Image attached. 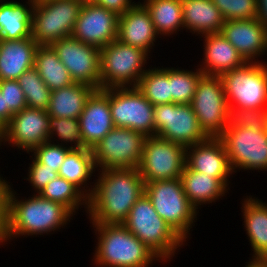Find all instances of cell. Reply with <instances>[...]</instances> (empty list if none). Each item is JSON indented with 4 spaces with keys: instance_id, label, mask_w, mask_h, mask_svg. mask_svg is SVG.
Returning <instances> with one entry per match:
<instances>
[{
    "instance_id": "obj_49",
    "label": "cell",
    "mask_w": 267,
    "mask_h": 267,
    "mask_svg": "<svg viewBox=\"0 0 267 267\" xmlns=\"http://www.w3.org/2000/svg\"><path fill=\"white\" fill-rule=\"evenodd\" d=\"M80 1H83V2L85 3V2H88V1H90V0H80Z\"/></svg>"
},
{
    "instance_id": "obj_48",
    "label": "cell",
    "mask_w": 267,
    "mask_h": 267,
    "mask_svg": "<svg viewBox=\"0 0 267 267\" xmlns=\"http://www.w3.org/2000/svg\"><path fill=\"white\" fill-rule=\"evenodd\" d=\"M29 1L32 2L33 4H36V3H41L44 1H48V0H29Z\"/></svg>"
},
{
    "instance_id": "obj_41",
    "label": "cell",
    "mask_w": 267,
    "mask_h": 267,
    "mask_svg": "<svg viewBox=\"0 0 267 267\" xmlns=\"http://www.w3.org/2000/svg\"><path fill=\"white\" fill-rule=\"evenodd\" d=\"M0 92L4 96L5 106L12 114L27 107L25 95L17 80H1Z\"/></svg>"
},
{
    "instance_id": "obj_24",
    "label": "cell",
    "mask_w": 267,
    "mask_h": 267,
    "mask_svg": "<svg viewBox=\"0 0 267 267\" xmlns=\"http://www.w3.org/2000/svg\"><path fill=\"white\" fill-rule=\"evenodd\" d=\"M241 201L243 225L253 251L252 259L267 261V203L253 195Z\"/></svg>"
},
{
    "instance_id": "obj_32",
    "label": "cell",
    "mask_w": 267,
    "mask_h": 267,
    "mask_svg": "<svg viewBox=\"0 0 267 267\" xmlns=\"http://www.w3.org/2000/svg\"><path fill=\"white\" fill-rule=\"evenodd\" d=\"M136 87L153 106L171 103L170 67H149Z\"/></svg>"
},
{
    "instance_id": "obj_35",
    "label": "cell",
    "mask_w": 267,
    "mask_h": 267,
    "mask_svg": "<svg viewBox=\"0 0 267 267\" xmlns=\"http://www.w3.org/2000/svg\"><path fill=\"white\" fill-rule=\"evenodd\" d=\"M25 95L27 107L47 111L51 98V90L33 67L17 79Z\"/></svg>"
},
{
    "instance_id": "obj_21",
    "label": "cell",
    "mask_w": 267,
    "mask_h": 267,
    "mask_svg": "<svg viewBox=\"0 0 267 267\" xmlns=\"http://www.w3.org/2000/svg\"><path fill=\"white\" fill-rule=\"evenodd\" d=\"M140 1L119 16L118 40L123 44L142 49L150 56L156 38L161 37L155 29L149 11Z\"/></svg>"
},
{
    "instance_id": "obj_44",
    "label": "cell",
    "mask_w": 267,
    "mask_h": 267,
    "mask_svg": "<svg viewBox=\"0 0 267 267\" xmlns=\"http://www.w3.org/2000/svg\"><path fill=\"white\" fill-rule=\"evenodd\" d=\"M13 114L5 106L4 96L0 92V123L5 126L12 118Z\"/></svg>"
},
{
    "instance_id": "obj_38",
    "label": "cell",
    "mask_w": 267,
    "mask_h": 267,
    "mask_svg": "<svg viewBox=\"0 0 267 267\" xmlns=\"http://www.w3.org/2000/svg\"><path fill=\"white\" fill-rule=\"evenodd\" d=\"M71 150L72 149L68 146L46 141L35 147L31 151V154H28L32 155L39 163L47 165L50 169H54L55 172H58L66 155Z\"/></svg>"
},
{
    "instance_id": "obj_18",
    "label": "cell",
    "mask_w": 267,
    "mask_h": 267,
    "mask_svg": "<svg viewBox=\"0 0 267 267\" xmlns=\"http://www.w3.org/2000/svg\"><path fill=\"white\" fill-rule=\"evenodd\" d=\"M186 166L210 177L219 179L229 190L231 169L228 155L220 138H210L186 147Z\"/></svg>"
},
{
    "instance_id": "obj_43",
    "label": "cell",
    "mask_w": 267,
    "mask_h": 267,
    "mask_svg": "<svg viewBox=\"0 0 267 267\" xmlns=\"http://www.w3.org/2000/svg\"><path fill=\"white\" fill-rule=\"evenodd\" d=\"M93 3L115 12L118 16L124 14L136 2L133 0H90Z\"/></svg>"
},
{
    "instance_id": "obj_16",
    "label": "cell",
    "mask_w": 267,
    "mask_h": 267,
    "mask_svg": "<svg viewBox=\"0 0 267 267\" xmlns=\"http://www.w3.org/2000/svg\"><path fill=\"white\" fill-rule=\"evenodd\" d=\"M49 115L47 111L26 107L13 114L4 126L3 146L10 145L30 153L35 147L49 141ZM8 142V143H7Z\"/></svg>"
},
{
    "instance_id": "obj_15",
    "label": "cell",
    "mask_w": 267,
    "mask_h": 267,
    "mask_svg": "<svg viewBox=\"0 0 267 267\" xmlns=\"http://www.w3.org/2000/svg\"><path fill=\"white\" fill-rule=\"evenodd\" d=\"M58 58L67 68L71 79L100 89V49L84 44L73 36L51 44Z\"/></svg>"
},
{
    "instance_id": "obj_19",
    "label": "cell",
    "mask_w": 267,
    "mask_h": 267,
    "mask_svg": "<svg viewBox=\"0 0 267 267\" xmlns=\"http://www.w3.org/2000/svg\"><path fill=\"white\" fill-rule=\"evenodd\" d=\"M220 33L246 62H260L262 55L267 56V27L258 18L226 20Z\"/></svg>"
},
{
    "instance_id": "obj_46",
    "label": "cell",
    "mask_w": 267,
    "mask_h": 267,
    "mask_svg": "<svg viewBox=\"0 0 267 267\" xmlns=\"http://www.w3.org/2000/svg\"><path fill=\"white\" fill-rule=\"evenodd\" d=\"M246 263L245 267H267V261L264 260H250Z\"/></svg>"
},
{
    "instance_id": "obj_45",
    "label": "cell",
    "mask_w": 267,
    "mask_h": 267,
    "mask_svg": "<svg viewBox=\"0 0 267 267\" xmlns=\"http://www.w3.org/2000/svg\"><path fill=\"white\" fill-rule=\"evenodd\" d=\"M257 18L267 27V0H257Z\"/></svg>"
},
{
    "instance_id": "obj_20",
    "label": "cell",
    "mask_w": 267,
    "mask_h": 267,
    "mask_svg": "<svg viewBox=\"0 0 267 267\" xmlns=\"http://www.w3.org/2000/svg\"><path fill=\"white\" fill-rule=\"evenodd\" d=\"M83 148L92 149L115 126L109 105V88L95 89L78 117Z\"/></svg>"
},
{
    "instance_id": "obj_9",
    "label": "cell",
    "mask_w": 267,
    "mask_h": 267,
    "mask_svg": "<svg viewBox=\"0 0 267 267\" xmlns=\"http://www.w3.org/2000/svg\"><path fill=\"white\" fill-rule=\"evenodd\" d=\"M191 106L207 137L219 138L230 123V108L220 76L203 75Z\"/></svg>"
},
{
    "instance_id": "obj_31",
    "label": "cell",
    "mask_w": 267,
    "mask_h": 267,
    "mask_svg": "<svg viewBox=\"0 0 267 267\" xmlns=\"http://www.w3.org/2000/svg\"><path fill=\"white\" fill-rule=\"evenodd\" d=\"M34 68L51 91L74 83L51 45L37 47Z\"/></svg>"
},
{
    "instance_id": "obj_37",
    "label": "cell",
    "mask_w": 267,
    "mask_h": 267,
    "mask_svg": "<svg viewBox=\"0 0 267 267\" xmlns=\"http://www.w3.org/2000/svg\"><path fill=\"white\" fill-rule=\"evenodd\" d=\"M224 20H249L257 18V0H212Z\"/></svg>"
},
{
    "instance_id": "obj_13",
    "label": "cell",
    "mask_w": 267,
    "mask_h": 267,
    "mask_svg": "<svg viewBox=\"0 0 267 267\" xmlns=\"http://www.w3.org/2000/svg\"><path fill=\"white\" fill-rule=\"evenodd\" d=\"M186 162V147L157 136L146 137L138 171L144 183L180 178Z\"/></svg>"
},
{
    "instance_id": "obj_3",
    "label": "cell",
    "mask_w": 267,
    "mask_h": 267,
    "mask_svg": "<svg viewBox=\"0 0 267 267\" xmlns=\"http://www.w3.org/2000/svg\"><path fill=\"white\" fill-rule=\"evenodd\" d=\"M98 240L92 261L96 267H150L161 259L123 224L91 223Z\"/></svg>"
},
{
    "instance_id": "obj_25",
    "label": "cell",
    "mask_w": 267,
    "mask_h": 267,
    "mask_svg": "<svg viewBox=\"0 0 267 267\" xmlns=\"http://www.w3.org/2000/svg\"><path fill=\"white\" fill-rule=\"evenodd\" d=\"M184 29L197 36L220 33L224 18L212 0H181Z\"/></svg>"
},
{
    "instance_id": "obj_12",
    "label": "cell",
    "mask_w": 267,
    "mask_h": 267,
    "mask_svg": "<svg viewBox=\"0 0 267 267\" xmlns=\"http://www.w3.org/2000/svg\"><path fill=\"white\" fill-rule=\"evenodd\" d=\"M109 105L115 127L155 136L154 106L137 87L109 88Z\"/></svg>"
},
{
    "instance_id": "obj_40",
    "label": "cell",
    "mask_w": 267,
    "mask_h": 267,
    "mask_svg": "<svg viewBox=\"0 0 267 267\" xmlns=\"http://www.w3.org/2000/svg\"><path fill=\"white\" fill-rule=\"evenodd\" d=\"M32 159L31 164L29 163L27 178L33 187V194H38L50 181L58 177V172L54 169H50L47 165L39 163L32 155L29 156Z\"/></svg>"
},
{
    "instance_id": "obj_10",
    "label": "cell",
    "mask_w": 267,
    "mask_h": 267,
    "mask_svg": "<svg viewBox=\"0 0 267 267\" xmlns=\"http://www.w3.org/2000/svg\"><path fill=\"white\" fill-rule=\"evenodd\" d=\"M146 136L114 127L91 150L97 170L138 168Z\"/></svg>"
},
{
    "instance_id": "obj_34",
    "label": "cell",
    "mask_w": 267,
    "mask_h": 267,
    "mask_svg": "<svg viewBox=\"0 0 267 267\" xmlns=\"http://www.w3.org/2000/svg\"><path fill=\"white\" fill-rule=\"evenodd\" d=\"M204 74L199 68H170L171 103L191 104L198 81Z\"/></svg>"
},
{
    "instance_id": "obj_14",
    "label": "cell",
    "mask_w": 267,
    "mask_h": 267,
    "mask_svg": "<svg viewBox=\"0 0 267 267\" xmlns=\"http://www.w3.org/2000/svg\"><path fill=\"white\" fill-rule=\"evenodd\" d=\"M155 136L188 147L208 137L202 131L191 104L154 106Z\"/></svg>"
},
{
    "instance_id": "obj_29",
    "label": "cell",
    "mask_w": 267,
    "mask_h": 267,
    "mask_svg": "<svg viewBox=\"0 0 267 267\" xmlns=\"http://www.w3.org/2000/svg\"><path fill=\"white\" fill-rule=\"evenodd\" d=\"M94 87L74 82L73 84L51 91L47 113L55 118H78Z\"/></svg>"
},
{
    "instance_id": "obj_11",
    "label": "cell",
    "mask_w": 267,
    "mask_h": 267,
    "mask_svg": "<svg viewBox=\"0 0 267 267\" xmlns=\"http://www.w3.org/2000/svg\"><path fill=\"white\" fill-rule=\"evenodd\" d=\"M219 138L234 173L240 169L267 171V130L227 126Z\"/></svg>"
},
{
    "instance_id": "obj_42",
    "label": "cell",
    "mask_w": 267,
    "mask_h": 267,
    "mask_svg": "<svg viewBox=\"0 0 267 267\" xmlns=\"http://www.w3.org/2000/svg\"><path fill=\"white\" fill-rule=\"evenodd\" d=\"M12 185L0 175V240L5 241L8 228L9 195Z\"/></svg>"
},
{
    "instance_id": "obj_4",
    "label": "cell",
    "mask_w": 267,
    "mask_h": 267,
    "mask_svg": "<svg viewBox=\"0 0 267 267\" xmlns=\"http://www.w3.org/2000/svg\"><path fill=\"white\" fill-rule=\"evenodd\" d=\"M122 224L164 264L172 260L176 252H179V247L186 245V242L158 215L145 193L133 205Z\"/></svg>"
},
{
    "instance_id": "obj_7",
    "label": "cell",
    "mask_w": 267,
    "mask_h": 267,
    "mask_svg": "<svg viewBox=\"0 0 267 267\" xmlns=\"http://www.w3.org/2000/svg\"><path fill=\"white\" fill-rule=\"evenodd\" d=\"M267 62H246L220 77L230 111L267 108Z\"/></svg>"
},
{
    "instance_id": "obj_26",
    "label": "cell",
    "mask_w": 267,
    "mask_h": 267,
    "mask_svg": "<svg viewBox=\"0 0 267 267\" xmlns=\"http://www.w3.org/2000/svg\"><path fill=\"white\" fill-rule=\"evenodd\" d=\"M183 191L197 211L204 204L214 203L226 196L229 189L217 178L207 173L189 169L186 165L180 177Z\"/></svg>"
},
{
    "instance_id": "obj_33",
    "label": "cell",
    "mask_w": 267,
    "mask_h": 267,
    "mask_svg": "<svg viewBox=\"0 0 267 267\" xmlns=\"http://www.w3.org/2000/svg\"><path fill=\"white\" fill-rule=\"evenodd\" d=\"M38 194L44 199L62 204L73 215H76L80 206L87 213L88 198L75 185L60 176L50 181Z\"/></svg>"
},
{
    "instance_id": "obj_39",
    "label": "cell",
    "mask_w": 267,
    "mask_h": 267,
    "mask_svg": "<svg viewBox=\"0 0 267 267\" xmlns=\"http://www.w3.org/2000/svg\"><path fill=\"white\" fill-rule=\"evenodd\" d=\"M230 112L228 126L252 128L255 131L267 130V108L235 109Z\"/></svg>"
},
{
    "instance_id": "obj_5",
    "label": "cell",
    "mask_w": 267,
    "mask_h": 267,
    "mask_svg": "<svg viewBox=\"0 0 267 267\" xmlns=\"http://www.w3.org/2000/svg\"><path fill=\"white\" fill-rule=\"evenodd\" d=\"M145 194L158 215L186 242L199 211L187 199L180 178L145 183Z\"/></svg>"
},
{
    "instance_id": "obj_1",
    "label": "cell",
    "mask_w": 267,
    "mask_h": 267,
    "mask_svg": "<svg viewBox=\"0 0 267 267\" xmlns=\"http://www.w3.org/2000/svg\"><path fill=\"white\" fill-rule=\"evenodd\" d=\"M94 189L88 198L90 223L122 224L136 201L145 193L137 168L97 170Z\"/></svg>"
},
{
    "instance_id": "obj_8",
    "label": "cell",
    "mask_w": 267,
    "mask_h": 267,
    "mask_svg": "<svg viewBox=\"0 0 267 267\" xmlns=\"http://www.w3.org/2000/svg\"><path fill=\"white\" fill-rule=\"evenodd\" d=\"M84 2L48 0L34 4L31 37L38 45H51L71 36Z\"/></svg>"
},
{
    "instance_id": "obj_47",
    "label": "cell",
    "mask_w": 267,
    "mask_h": 267,
    "mask_svg": "<svg viewBox=\"0 0 267 267\" xmlns=\"http://www.w3.org/2000/svg\"><path fill=\"white\" fill-rule=\"evenodd\" d=\"M3 138H4V126L0 123V146H2Z\"/></svg>"
},
{
    "instance_id": "obj_36",
    "label": "cell",
    "mask_w": 267,
    "mask_h": 267,
    "mask_svg": "<svg viewBox=\"0 0 267 267\" xmlns=\"http://www.w3.org/2000/svg\"><path fill=\"white\" fill-rule=\"evenodd\" d=\"M49 129V141L64 146L68 145L71 149L83 148V139L78 118H55L49 116Z\"/></svg>"
},
{
    "instance_id": "obj_30",
    "label": "cell",
    "mask_w": 267,
    "mask_h": 267,
    "mask_svg": "<svg viewBox=\"0 0 267 267\" xmlns=\"http://www.w3.org/2000/svg\"><path fill=\"white\" fill-rule=\"evenodd\" d=\"M142 1L160 37H167L184 30L181 0Z\"/></svg>"
},
{
    "instance_id": "obj_27",
    "label": "cell",
    "mask_w": 267,
    "mask_h": 267,
    "mask_svg": "<svg viewBox=\"0 0 267 267\" xmlns=\"http://www.w3.org/2000/svg\"><path fill=\"white\" fill-rule=\"evenodd\" d=\"M25 2L0 0V39L19 40L31 37L34 4L29 0Z\"/></svg>"
},
{
    "instance_id": "obj_22",
    "label": "cell",
    "mask_w": 267,
    "mask_h": 267,
    "mask_svg": "<svg viewBox=\"0 0 267 267\" xmlns=\"http://www.w3.org/2000/svg\"><path fill=\"white\" fill-rule=\"evenodd\" d=\"M202 37L205 57L202 58V64L197 67H200L204 75L221 76L246 63L237 49L221 33L205 34Z\"/></svg>"
},
{
    "instance_id": "obj_2",
    "label": "cell",
    "mask_w": 267,
    "mask_h": 267,
    "mask_svg": "<svg viewBox=\"0 0 267 267\" xmlns=\"http://www.w3.org/2000/svg\"><path fill=\"white\" fill-rule=\"evenodd\" d=\"M12 189L9 195L8 228L3 245L14 238L55 233L68 225L74 215L62 204L32 194L18 198ZM61 227V228H60ZM59 229V230H58ZM55 231V232H54Z\"/></svg>"
},
{
    "instance_id": "obj_17",
    "label": "cell",
    "mask_w": 267,
    "mask_h": 267,
    "mask_svg": "<svg viewBox=\"0 0 267 267\" xmlns=\"http://www.w3.org/2000/svg\"><path fill=\"white\" fill-rule=\"evenodd\" d=\"M119 16L92 1L85 2L71 36L99 49L118 39Z\"/></svg>"
},
{
    "instance_id": "obj_28",
    "label": "cell",
    "mask_w": 267,
    "mask_h": 267,
    "mask_svg": "<svg viewBox=\"0 0 267 267\" xmlns=\"http://www.w3.org/2000/svg\"><path fill=\"white\" fill-rule=\"evenodd\" d=\"M97 168L91 149H72L60 166L58 176L75 185L87 198L93 192L95 182L87 183L94 176ZM93 174V175H92ZM90 185V186H89Z\"/></svg>"
},
{
    "instance_id": "obj_23",
    "label": "cell",
    "mask_w": 267,
    "mask_h": 267,
    "mask_svg": "<svg viewBox=\"0 0 267 267\" xmlns=\"http://www.w3.org/2000/svg\"><path fill=\"white\" fill-rule=\"evenodd\" d=\"M39 45L32 39H0V81L17 80L21 74L34 67Z\"/></svg>"
},
{
    "instance_id": "obj_6",
    "label": "cell",
    "mask_w": 267,
    "mask_h": 267,
    "mask_svg": "<svg viewBox=\"0 0 267 267\" xmlns=\"http://www.w3.org/2000/svg\"><path fill=\"white\" fill-rule=\"evenodd\" d=\"M151 59L142 49L118 39L100 49V89L136 87ZM146 64V65H145Z\"/></svg>"
}]
</instances>
